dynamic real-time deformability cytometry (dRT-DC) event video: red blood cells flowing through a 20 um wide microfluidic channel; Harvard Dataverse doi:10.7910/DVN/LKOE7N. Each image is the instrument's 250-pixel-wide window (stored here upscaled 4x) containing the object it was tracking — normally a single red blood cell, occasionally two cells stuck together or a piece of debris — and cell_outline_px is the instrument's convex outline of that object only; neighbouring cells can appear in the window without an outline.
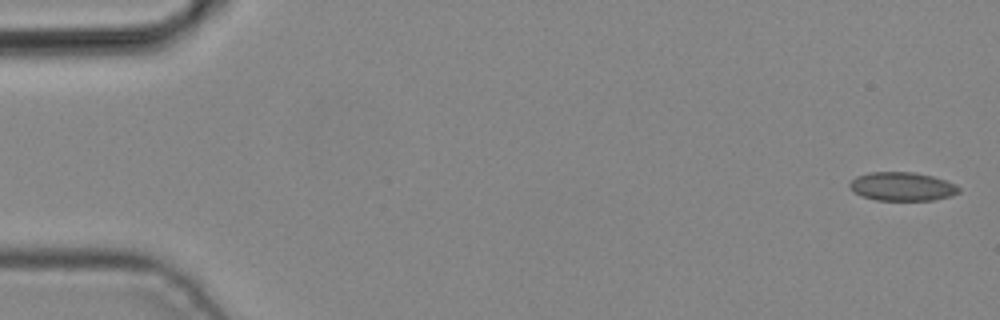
{"species": "common noctule bat (a hibernating species)", "species_latin": "Nyctalus noctula", "temperature_condition": "cold", "stored_images_in_passage": 5, "camera_frame_rate_fps": 3000, "um_per_image_px": 0.085, "animal": {"sex": "male", "body_mass_g": 19.2, "forearm_length_mm": 51.8}, "frame": {"image": 1, "passage_image": 1, "time_ms": 0.0, "image_size_px": [1000, 320], "cell_outline_px": [[960, 192], [952, 196], [932, 200], [876, 200], [860, 196], [852, 192], [848, 184], [856, 176], [868, 172], [916, 172], [932, 176], [956, 184], [960, 188]], "centroid_in_image_um": [76.66, 15.85], "position_along_channel_um": 8.3, "area_um2": 18.44}}
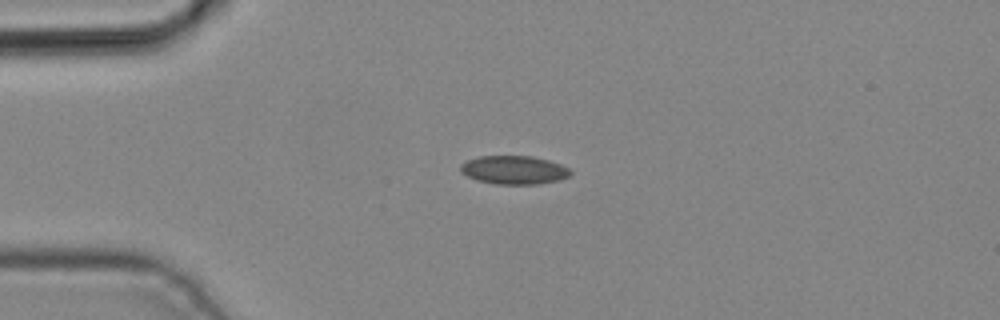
{"frame": {"image": 2, "passage_image": 3, "time_ms": 0.667, "image_size_px": [1000, 320], "cell_outline_px": [[572, 172], [568, 176], [560, 180], [540, 184], [496, 184], [476, 180], [460, 172], [460, 164], [468, 160], [480, 156], [532, 156], [548, 160], [560, 164], [568, 168]], "centroid_in_image_um": [43.68, 14.45], "position_along_channel_um": 41.3, "area_um2": 18.26}}
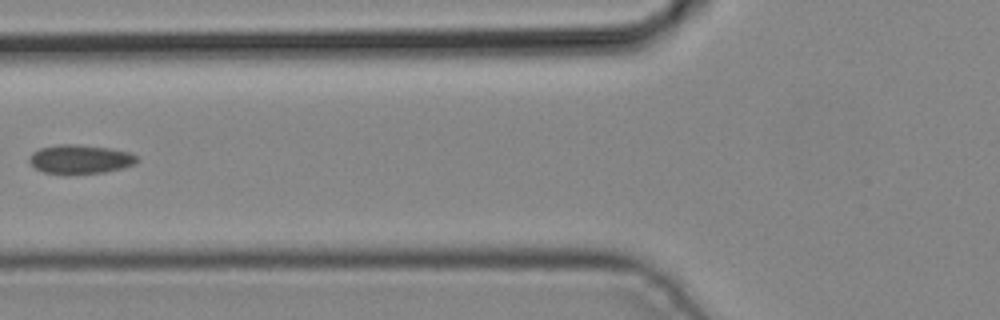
{"frame": {"image": 3, "passage_image": 5, "time_ms": 1.333, "image_size_px": [1000, 320], "cell_outline_px": [[140, 160], [136, 164], [104, 172], [44, 172], [36, 168], [28, 160], [28, 156], [32, 152], [40, 148], [60, 144], [76, 144], [108, 148], [128, 152], [136, 156]], "centroid_in_image_um": [6.81, 13.5], "position_along_channel_um": 119.0, "area_um2": 17.63}}